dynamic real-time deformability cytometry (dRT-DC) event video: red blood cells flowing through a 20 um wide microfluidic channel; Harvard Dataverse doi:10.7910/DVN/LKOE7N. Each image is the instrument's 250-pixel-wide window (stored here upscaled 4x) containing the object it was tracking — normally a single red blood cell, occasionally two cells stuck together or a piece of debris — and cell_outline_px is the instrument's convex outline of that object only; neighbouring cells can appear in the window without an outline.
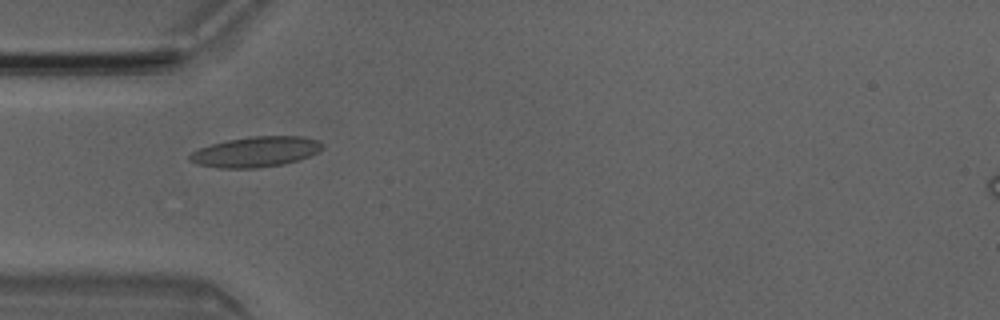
{"species": "Egyptian fruit bat (a non-hibernating species)", "species_latin": "Rousettus aegyptiacus", "temperature_condition": "room temperature", "stored_images_in_passage": 7, "camera_frame_rate_fps": 3000, "um_per_image_px": 0.085, "animal": {"sex": "male"}, "frame": {"image": 1, "passage_image": 4, "time_ms": 1.0, "image_size_px": [1000, 320], "cell_outline_px": [[324, 148], [320, 152], [284, 164], [256, 168], [220, 168], [196, 164], [188, 160], [188, 156], [192, 152], [200, 148], [212, 144], [228, 140], [248, 136], [304, 136], [320, 140], [324, 144]], "centroid_in_image_um": [21.77, 12.89], "position_along_channel_um": 63.2, "area_um2": 23.64}}